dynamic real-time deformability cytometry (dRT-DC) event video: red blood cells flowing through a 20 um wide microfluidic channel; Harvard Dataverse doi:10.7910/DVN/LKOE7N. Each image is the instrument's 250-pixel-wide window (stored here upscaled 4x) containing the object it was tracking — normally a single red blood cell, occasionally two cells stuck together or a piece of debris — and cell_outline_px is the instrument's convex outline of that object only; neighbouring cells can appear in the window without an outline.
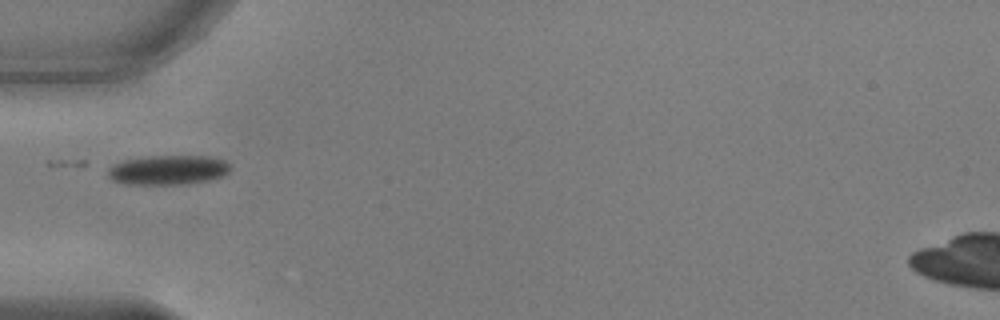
{"species": "common noctule bat (a hibernating species)", "species_latin": "Nyctalus noctula", "temperature_condition": "warm", "stored_images_in_passage": 17, "camera_frame_rate_fps": 3000, "um_per_image_px": 0.085, "animal": {"sex": "male", "body_mass_g": 17.9, "forearm_length_mm": 54.2}, "frame": {"image": 1, "passage_image": 1, "time_ms": 0.0, "image_size_px": [1000, 320], "cell_outline_px": [[232, 168], [224, 176], [208, 180], [184, 184], [132, 184], [112, 180], [108, 176], [108, 168], [112, 164], [124, 160], [148, 156], [208, 156], [224, 160]], "centroid_in_image_um": [14.29, 14.44], "position_along_channel_um": 70.7, "area_um2": 21.04}}
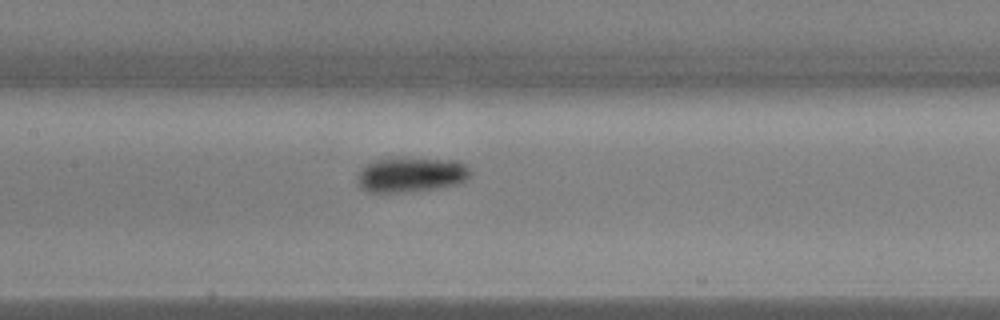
{"frame": {"image": 2, "passage_image": 9, "time_ms": 2.667, "image_size_px": [1000, 320], "cell_outline_px": [[472, 176], [468, 180], [460, 184], [436, 188], [400, 192], [368, 192], [360, 188], [356, 180], [360, 172], [368, 164], [376, 160], [460, 160], [472, 172]], "centroid_in_image_um": [35.01, 14.89], "position_along_channel_um": 172.4, "area_um2": 22.37}}
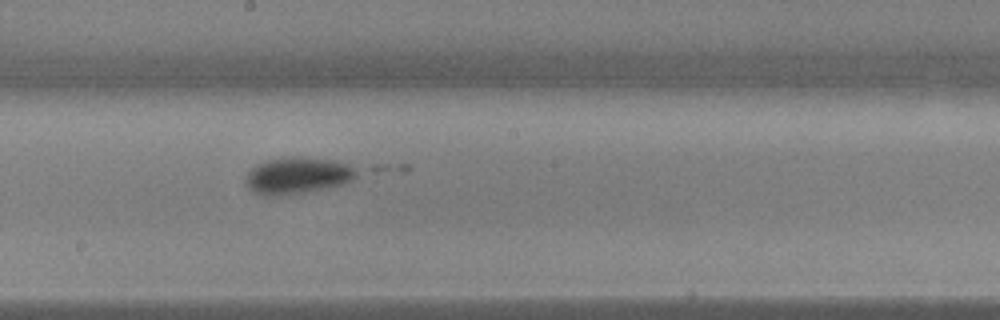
{"frame": {"image": 3, "passage_image": 13, "time_ms": 4.0, "image_size_px": [1000, 320], "cell_outline_px": [[356, 176], [340, 184], [280, 196], [264, 196], [252, 192], [248, 188], [244, 180], [244, 176], [256, 164], [268, 160], [284, 156], [300, 156], [336, 160], [348, 164], [356, 168]], "centroid_in_image_um": [25.2, 14.89], "position_along_channel_um": 223.0, "area_um2": 23.64}}